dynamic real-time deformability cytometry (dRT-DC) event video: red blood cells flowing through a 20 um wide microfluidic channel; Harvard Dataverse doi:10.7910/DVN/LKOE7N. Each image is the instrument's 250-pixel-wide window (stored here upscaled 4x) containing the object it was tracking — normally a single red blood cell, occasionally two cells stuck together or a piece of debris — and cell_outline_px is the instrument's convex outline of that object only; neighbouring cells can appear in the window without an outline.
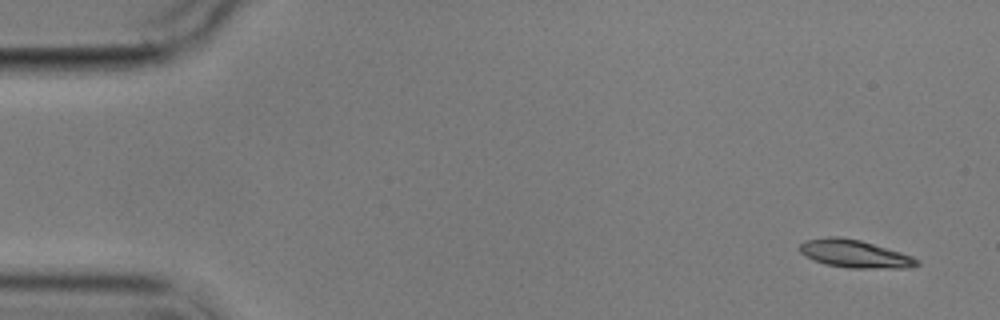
{"species": "common noctule bat (a hibernating species)", "species_latin": "Nyctalus noctula", "temperature_condition": "cold", "stored_images_in_passage": 5, "camera_frame_rate_fps": 3000, "um_per_image_px": 0.085, "animal": {"sex": "male", "body_mass_g": 17.9}, "frame": {"image": 1, "passage_image": 1, "time_ms": 0.0, "image_size_px": [1000, 320], "cell_outline_px": [[920, 264], [908, 268], [848, 268], [824, 264], [804, 256], [796, 248], [804, 240], [828, 236], [840, 236], [860, 240], [900, 252], [912, 256], [920, 260]], "centroid_in_image_um": [72.6, 21.57], "position_along_channel_um": 12.4, "area_um2": 19.25}}
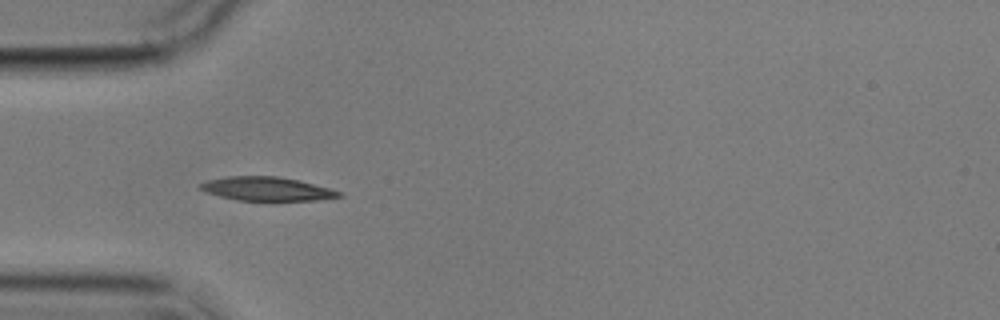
{"frame": {"image": 2, "passage_image": 5, "time_ms": 4.667, "image_size_px": [1000, 320], "cell_outline_px": [[344, 196], [316, 200], [272, 204], [236, 200], [220, 196], [208, 192], [200, 188], [200, 184], [208, 180], [228, 176], [276, 176], [300, 180], [344, 192]], "centroid_in_image_um": [22.78, 16.11], "position_along_channel_um": 62.2, "area_um2": 20.23}}